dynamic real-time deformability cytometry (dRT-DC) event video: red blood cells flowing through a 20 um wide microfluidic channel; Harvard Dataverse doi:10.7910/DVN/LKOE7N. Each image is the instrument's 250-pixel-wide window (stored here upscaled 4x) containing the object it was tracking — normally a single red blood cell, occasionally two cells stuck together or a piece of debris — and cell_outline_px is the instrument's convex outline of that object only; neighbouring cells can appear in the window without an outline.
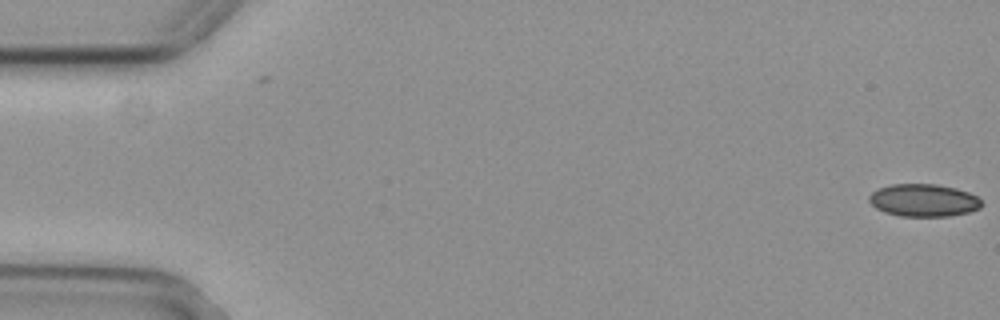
{"species": "common noctule bat (a hibernating species)", "species_latin": "Nyctalus noctula", "temperature_condition": "cold", "stored_images_in_passage": 55, "camera_frame_rate_fps": 3000, "um_per_image_px": 0.085, "animal": {"sex": "female", "body_mass_g": 29.2, "forearm_length_mm": 56.3}, "frame": {"image": 1, "passage_image": 1, "time_ms": 0.0, "image_size_px": [1000, 320], "cell_outline_px": [[984, 204], [980, 208], [968, 212], [948, 216], [900, 216], [884, 212], [876, 208], [868, 200], [868, 196], [876, 188], [892, 184], [936, 184], [956, 188], [968, 192], [976, 196]], "centroid_in_image_um": [78.49, 17.02], "position_along_channel_um": 6.5, "area_um2": 21.44}}
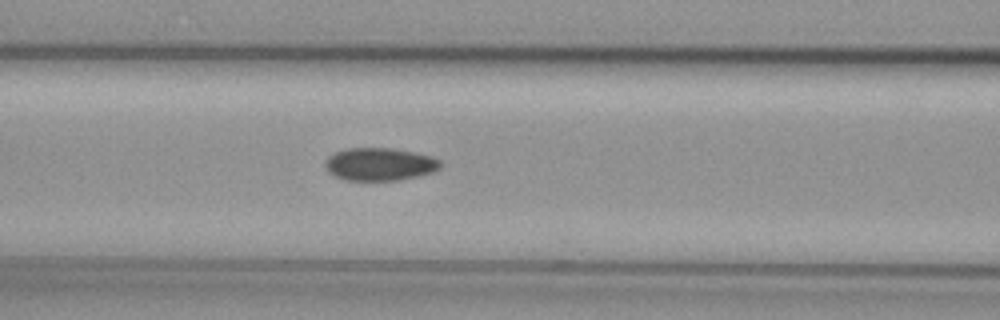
{"frame": {"image": 2, "passage_image": 23, "time_ms": 7.333, "image_size_px": [1000, 320], "cell_outline_px": [[440, 168], [432, 172], [400, 180], [344, 180], [328, 172], [324, 164], [328, 156], [336, 152], [348, 148], [392, 148], [432, 156], [440, 160]], "centroid_in_image_um": [32.26, 13.96], "position_along_channel_um": 134.3, "area_um2": 21.91}}
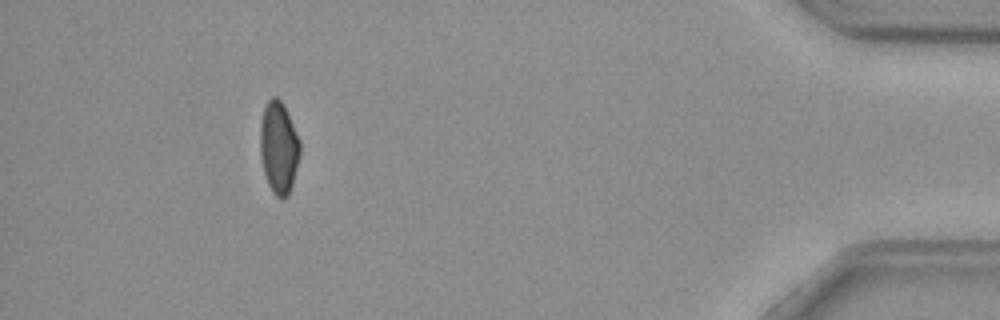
{"frame": {"image": 3, "passage_image": 50, "time_ms": 16.333, "image_size_px": [1000, 320], "cell_outline_px": [[300, 156], [292, 184], [288, 196], [280, 200], [272, 192], [268, 184], [264, 172], [260, 152], [260, 124], [264, 108], [268, 100], [272, 96], [276, 96], [284, 104], [300, 140]], "centroid_in_image_um": [23.7, 12.54], "position_along_channel_um": 411.5, "area_um2": 21.5}}